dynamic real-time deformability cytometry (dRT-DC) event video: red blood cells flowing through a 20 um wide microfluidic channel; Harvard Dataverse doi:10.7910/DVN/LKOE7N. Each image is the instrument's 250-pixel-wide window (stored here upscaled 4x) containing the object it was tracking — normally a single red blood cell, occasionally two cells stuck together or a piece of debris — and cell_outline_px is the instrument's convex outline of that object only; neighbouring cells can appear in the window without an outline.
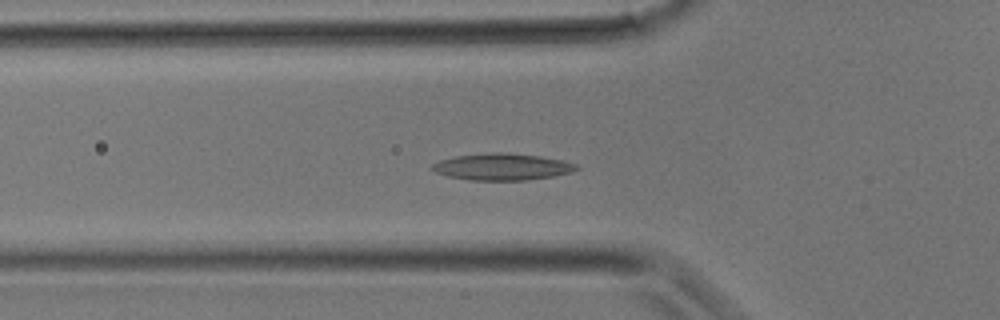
{"species": "common noctule bat (a hibernating species)", "species_latin": "Nyctalus noctula", "temperature_condition": "room temperature", "stored_images_in_passage": 28, "camera_frame_rate_fps": 3000, "um_per_image_px": 0.085, "animal": {"sex": "male", "body_mass_g": 17.9}, "frame": {"image": 1, "passage_image": 6, "time_ms": 1.667, "image_size_px": [1000, 320], "cell_outline_px": [[580, 168], [572, 172], [552, 176], [524, 180], [468, 180], [448, 176], [436, 172], [428, 168], [432, 164], [440, 160], [456, 156], [492, 152], [504, 152], [540, 156], [560, 160], [576, 164]], "centroid_in_image_um": [42.65, 14.17], "position_along_channel_um": 83.2, "area_um2": 22.37}}
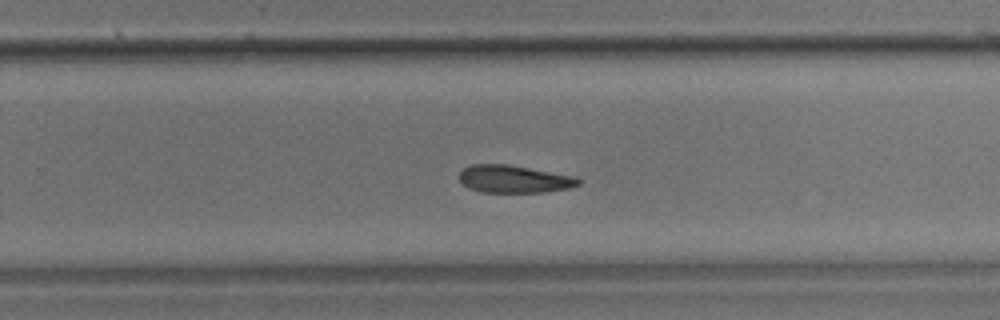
{"frame": {"image": 2, "passage_image": 16, "time_ms": 5.0, "image_size_px": [1000, 320], "cell_outline_px": [[580, 184], [568, 188], [544, 192], [480, 192], [468, 188], [460, 180], [460, 172], [464, 168], [472, 164], [508, 164], [576, 176], [580, 180]], "centroid_in_image_um": [43.7, 15.21], "position_along_channel_um": 286.1, "area_um2": 19.13}}
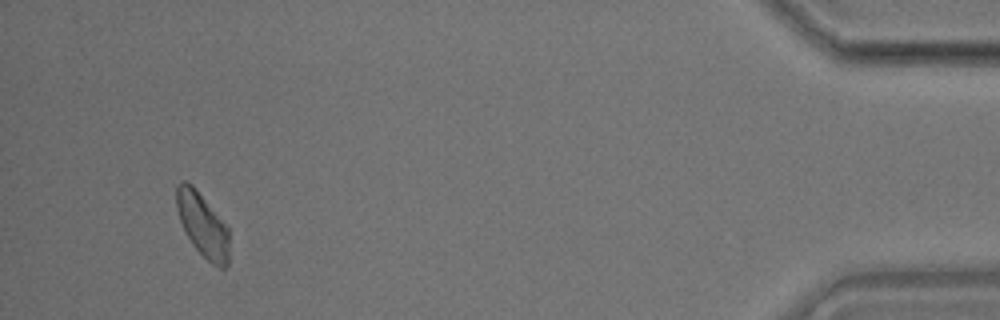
{"frame": {"image": 3, "passage_image": 26, "time_ms": 8.333, "image_size_px": [1000, 320], "cell_outline_px": [[228, 264], [224, 268], [220, 268], [212, 264], [192, 244], [184, 232], [176, 208], [176, 188], [184, 180], [192, 184], [228, 224]], "centroid_in_image_um": [17.23, 19.1], "position_along_channel_um": 418.0, "area_um2": 19.77}}